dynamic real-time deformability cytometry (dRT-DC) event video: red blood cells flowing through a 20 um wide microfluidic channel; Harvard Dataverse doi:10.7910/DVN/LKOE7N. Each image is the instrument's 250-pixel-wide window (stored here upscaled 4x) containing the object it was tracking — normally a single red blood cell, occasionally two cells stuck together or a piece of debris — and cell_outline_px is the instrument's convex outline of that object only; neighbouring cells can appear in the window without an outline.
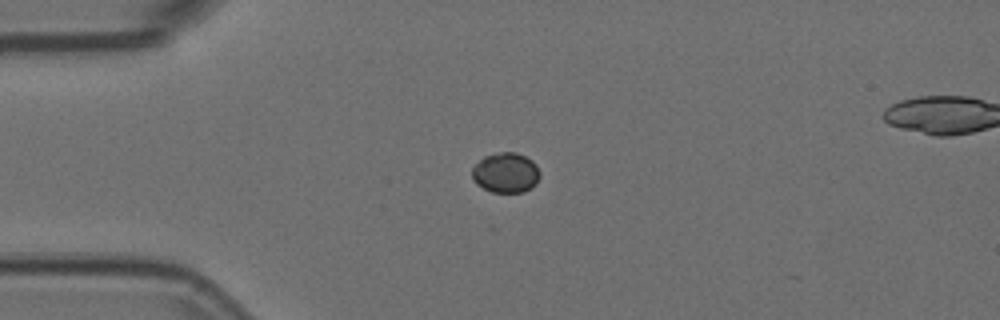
{"species": "Egyptian fruit bat (a non-hibernating species)", "species_latin": "Rousettus aegyptiacus", "temperature_condition": "room temperature", "stored_images_in_passage": 38, "camera_frame_rate_fps": 3000, "um_per_image_px": 0.085, "animal": {"sex": "female"}, "frame": {"image": 1, "passage_image": 1, "time_ms": 0.0, "image_size_px": [1000, 320], "cell_outline_px": [[540, 176], [536, 184], [524, 192], [492, 192], [476, 184], [472, 176], [472, 168], [484, 156], [500, 152], [516, 152], [532, 160], [536, 164], [540, 172]], "centroid_in_image_um": [43.0, 14.68], "position_along_channel_um": 42.0, "area_um2": 15.84}}
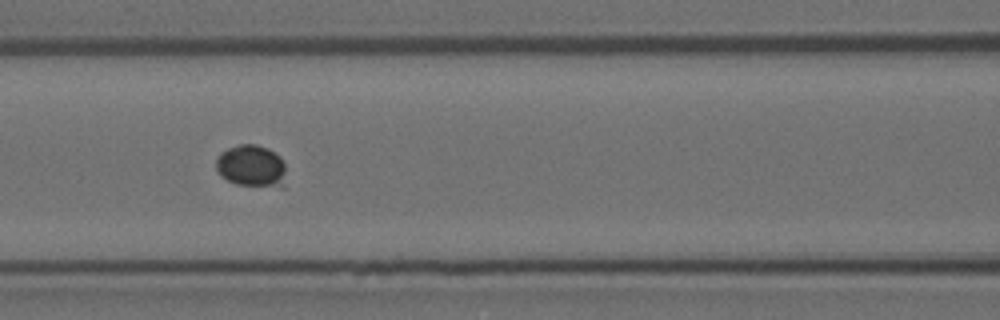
{"frame": {"image": 2, "passage_image": 11, "time_ms": 3.333, "image_size_px": [1000, 320], "cell_outline_px": [[284, 188], [280, 188], [236, 184], [220, 176], [216, 168], [216, 160], [220, 152], [228, 148], [240, 144], [256, 144], [268, 148], [280, 156], [284, 164]], "centroid_in_image_um": [21.37, 14.12], "position_along_channel_um": 145.2, "area_um2": 17.4}}
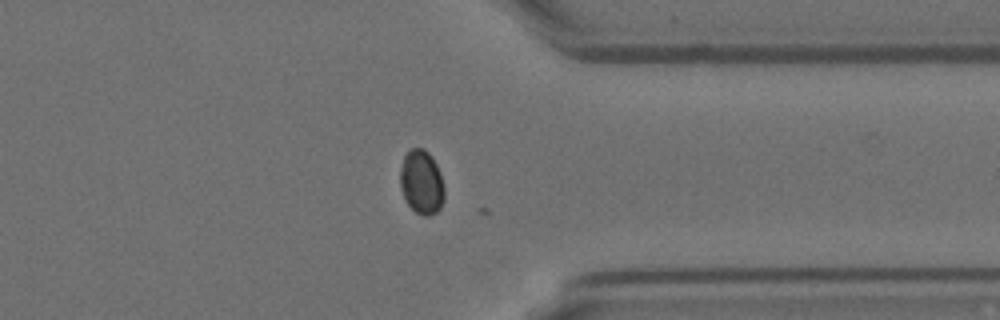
{"frame": {"image": 3, "passage_image": 30, "time_ms": 9.667, "image_size_px": [1000, 320], "cell_outline_px": [[444, 200], [440, 208], [436, 212], [428, 216], [424, 216], [416, 212], [408, 204], [400, 188], [400, 168], [404, 156], [412, 148], [424, 148], [432, 156], [440, 172], [444, 188]], "centroid_in_image_um": [35.84, 15.48], "position_along_channel_um": 375.6, "area_um2": 16.53}}